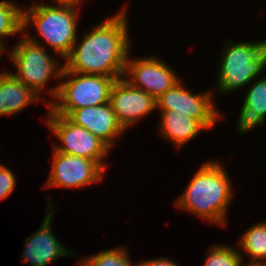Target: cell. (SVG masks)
<instances>
[{
  "label": "cell",
  "instance_id": "cb8c5ba5",
  "mask_svg": "<svg viewBox=\"0 0 266 266\" xmlns=\"http://www.w3.org/2000/svg\"><path fill=\"white\" fill-rule=\"evenodd\" d=\"M4 49L0 46V56L4 53Z\"/></svg>",
  "mask_w": 266,
  "mask_h": 266
},
{
  "label": "cell",
  "instance_id": "8992f818",
  "mask_svg": "<svg viewBox=\"0 0 266 266\" xmlns=\"http://www.w3.org/2000/svg\"><path fill=\"white\" fill-rule=\"evenodd\" d=\"M45 51L33 37L23 34L22 40L9 52L18 69L16 74H11L38 96L50 77L54 74L55 78H61L63 70V66L58 68V63Z\"/></svg>",
  "mask_w": 266,
  "mask_h": 266
},
{
  "label": "cell",
  "instance_id": "ffe728a7",
  "mask_svg": "<svg viewBox=\"0 0 266 266\" xmlns=\"http://www.w3.org/2000/svg\"><path fill=\"white\" fill-rule=\"evenodd\" d=\"M204 266H246L242 265V254L224 245L211 246Z\"/></svg>",
  "mask_w": 266,
  "mask_h": 266
},
{
  "label": "cell",
  "instance_id": "ac0fdd59",
  "mask_svg": "<svg viewBox=\"0 0 266 266\" xmlns=\"http://www.w3.org/2000/svg\"><path fill=\"white\" fill-rule=\"evenodd\" d=\"M23 33V9L11 1H0V46L4 47L2 37Z\"/></svg>",
  "mask_w": 266,
  "mask_h": 266
},
{
  "label": "cell",
  "instance_id": "5b68a950",
  "mask_svg": "<svg viewBox=\"0 0 266 266\" xmlns=\"http://www.w3.org/2000/svg\"><path fill=\"white\" fill-rule=\"evenodd\" d=\"M226 48V49H225ZM224 48L218 76L220 93L236 91L253 81L266 67V40L241 42Z\"/></svg>",
  "mask_w": 266,
  "mask_h": 266
},
{
  "label": "cell",
  "instance_id": "7a4b0ae2",
  "mask_svg": "<svg viewBox=\"0 0 266 266\" xmlns=\"http://www.w3.org/2000/svg\"><path fill=\"white\" fill-rule=\"evenodd\" d=\"M226 170L219 162L201 166L177 200V207L224 226L233 192Z\"/></svg>",
  "mask_w": 266,
  "mask_h": 266
},
{
  "label": "cell",
  "instance_id": "6da1fadb",
  "mask_svg": "<svg viewBox=\"0 0 266 266\" xmlns=\"http://www.w3.org/2000/svg\"><path fill=\"white\" fill-rule=\"evenodd\" d=\"M124 9L94 27L84 36L82 43H74L70 53L64 58L66 62L63 68L66 71L115 79L124 77L131 43L126 7Z\"/></svg>",
  "mask_w": 266,
  "mask_h": 266
},
{
  "label": "cell",
  "instance_id": "603a6c76",
  "mask_svg": "<svg viewBox=\"0 0 266 266\" xmlns=\"http://www.w3.org/2000/svg\"><path fill=\"white\" fill-rule=\"evenodd\" d=\"M57 4L79 5L80 0H54Z\"/></svg>",
  "mask_w": 266,
  "mask_h": 266
},
{
  "label": "cell",
  "instance_id": "ba28073f",
  "mask_svg": "<svg viewBox=\"0 0 266 266\" xmlns=\"http://www.w3.org/2000/svg\"><path fill=\"white\" fill-rule=\"evenodd\" d=\"M175 74L170 66L153 56L131 60L127 57L124 79L157 99L180 81Z\"/></svg>",
  "mask_w": 266,
  "mask_h": 266
},
{
  "label": "cell",
  "instance_id": "9c48e42d",
  "mask_svg": "<svg viewBox=\"0 0 266 266\" xmlns=\"http://www.w3.org/2000/svg\"><path fill=\"white\" fill-rule=\"evenodd\" d=\"M53 153V165L47 186L80 188L103 179L105 169L97 161L56 151Z\"/></svg>",
  "mask_w": 266,
  "mask_h": 266
},
{
  "label": "cell",
  "instance_id": "d6986e66",
  "mask_svg": "<svg viewBox=\"0 0 266 266\" xmlns=\"http://www.w3.org/2000/svg\"><path fill=\"white\" fill-rule=\"evenodd\" d=\"M128 251L124 247L123 249L114 248L111 250H105L101 253L93 255L89 258L81 260L79 266H132L129 260ZM137 266V265H135Z\"/></svg>",
  "mask_w": 266,
  "mask_h": 266
},
{
  "label": "cell",
  "instance_id": "5bb4252c",
  "mask_svg": "<svg viewBox=\"0 0 266 266\" xmlns=\"http://www.w3.org/2000/svg\"><path fill=\"white\" fill-rule=\"evenodd\" d=\"M40 98L8 71L0 73V116L18 113Z\"/></svg>",
  "mask_w": 266,
  "mask_h": 266
},
{
  "label": "cell",
  "instance_id": "8fae6325",
  "mask_svg": "<svg viewBox=\"0 0 266 266\" xmlns=\"http://www.w3.org/2000/svg\"><path fill=\"white\" fill-rule=\"evenodd\" d=\"M110 104L117 121L124 130L142 116L157 109L156 99L145 91L133 87L123 78L116 79L110 92Z\"/></svg>",
  "mask_w": 266,
  "mask_h": 266
},
{
  "label": "cell",
  "instance_id": "52a82bcc",
  "mask_svg": "<svg viewBox=\"0 0 266 266\" xmlns=\"http://www.w3.org/2000/svg\"><path fill=\"white\" fill-rule=\"evenodd\" d=\"M47 126L54 133L56 138L61 140L63 146L55 145L53 150L62 154L79 156L97 161L104 169V157L110 148L93 135L87 129L75 125L66 116L55 114L50 108Z\"/></svg>",
  "mask_w": 266,
  "mask_h": 266
},
{
  "label": "cell",
  "instance_id": "7402d4cb",
  "mask_svg": "<svg viewBox=\"0 0 266 266\" xmlns=\"http://www.w3.org/2000/svg\"><path fill=\"white\" fill-rule=\"evenodd\" d=\"M137 266H179L173 261L168 260L167 258L152 259L146 260L145 262L141 261L136 264Z\"/></svg>",
  "mask_w": 266,
  "mask_h": 266
},
{
  "label": "cell",
  "instance_id": "7c38bea8",
  "mask_svg": "<svg viewBox=\"0 0 266 266\" xmlns=\"http://www.w3.org/2000/svg\"><path fill=\"white\" fill-rule=\"evenodd\" d=\"M75 125L81 126L112 148L115 137L125 132L117 121L110 102L72 110L66 116Z\"/></svg>",
  "mask_w": 266,
  "mask_h": 266
},
{
  "label": "cell",
  "instance_id": "e0dca14e",
  "mask_svg": "<svg viewBox=\"0 0 266 266\" xmlns=\"http://www.w3.org/2000/svg\"><path fill=\"white\" fill-rule=\"evenodd\" d=\"M244 252L251 256L246 266H266V222H260L248 229L239 241ZM262 261V262H260Z\"/></svg>",
  "mask_w": 266,
  "mask_h": 266
},
{
  "label": "cell",
  "instance_id": "277c9868",
  "mask_svg": "<svg viewBox=\"0 0 266 266\" xmlns=\"http://www.w3.org/2000/svg\"><path fill=\"white\" fill-rule=\"evenodd\" d=\"M69 76L71 79L49 90L59 102L53 100L47 104L55 114L67 116L72 110L109 102L111 88L116 81L114 77L81 74L63 68L61 78Z\"/></svg>",
  "mask_w": 266,
  "mask_h": 266
},
{
  "label": "cell",
  "instance_id": "30bf717a",
  "mask_svg": "<svg viewBox=\"0 0 266 266\" xmlns=\"http://www.w3.org/2000/svg\"><path fill=\"white\" fill-rule=\"evenodd\" d=\"M210 92L192 94L179 81L171 89L156 99L160 110H175L200 121L207 129L212 128L220 117L214 107Z\"/></svg>",
  "mask_w": 266,
  "mask_h": 266
},
{
  "label": "cell",
  "instance_id": "4fadbf2b",
  "mask_svg": "<svg viewBox=\"0 0 266 266\" xmlns=\"http://www.w3.org/2000/svg\"><path fill=\"white\" fill-rule=\"evenodd\" d=\"M47 215L39 231L30 236L24 247L23 259L32 266H46L48 263L55 261L59 257L67 254L73 255L72 251H68L63 247L57 238L53 235L51 221L53 217V209L47 211Z\"/></svg>",
  "mask_w": 266,
  "mask_h": 266
},
{
  "label": "cell",
  "instance_id": "9a60e30c",
  "mask_svg": "<svg viewBox=\"0 0 266 266\" xmlns=\"http://www.w3.org/2000/svg\"><path fill=\"white\" fill-rule=\"evenodd\" d=\"M161 135L172 141L175 146H182L194 139L199 132L208 130L200 121L175 110H161Z\"/></svg>",
  "mask_w": 266,
  "mask_h": 266
},
{
  "label": "cell",
  "instance_id": "3957f363",
  "mask_svg": "<svg viewBox=\"0 0 266 266\" xmlns=\"http://www.w3.org/2000/svg\"><path fill=\"white\" fill-rule=\"evenodd\" d=\"M79 5L34 4L23 11V32L33 22L39 35L51 48L65 58L77 41V11ZM77 8V9H76ZM26 27V28H25Z\"/></svg>",
  "mask_w": 266,
  "mask_h": 266
},
{
  "label": "cell",
  "instance_id": "44dd1931",
  "mask_svg": "<svg viewBox=\"0 0 266 266\" xmlns=\"http://www.w3.org/2000/svg\"><path fill=\"white\" fill-rule=\"evenodd\" d=\"M16 178L6 166L0 168V200L7 198L16 186Z\"/></svg>",
  "mask_w": 266,
  "mask_h": 266
},
{
  "label": "cell",
  "instance_id": "2e32d148",
  "mask_svg": "<svg viewBox=\"0 0 266 266\" xmlns=\"http://www.w3.org/2000/svg\"><path fill=\"white\" fill-rule=\"evenodd\" d=\"M261 78L252 84L243 101L237 128L241 133H246L265 122L266 76Z\"/></svg>",
  "mask_w": 266,
  "mask_h": 266
}]
</instances>
